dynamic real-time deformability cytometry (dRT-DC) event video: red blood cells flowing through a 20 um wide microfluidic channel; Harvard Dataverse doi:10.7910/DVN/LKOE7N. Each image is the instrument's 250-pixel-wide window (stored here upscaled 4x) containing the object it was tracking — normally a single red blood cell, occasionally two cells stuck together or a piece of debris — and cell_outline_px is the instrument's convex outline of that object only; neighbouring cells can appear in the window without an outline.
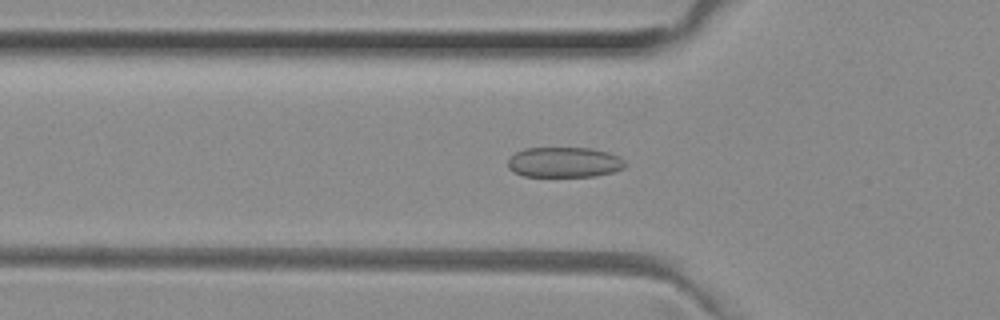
{"species": "common noctule bat (a hibernating species)", "species_latin": "Nyctalus noctula", "temperature_condition": "room temperature", "stored_images_in_passage": 50, "camera_frame_rate_fps": 3000, "um_per_image_px": 0.085, "animal": {"sex": "female", "body_mass_g": 29.2, "forearm_length_mm": 56.3}, "frame": {"image": 1, "passage_image": 16, "time_ms": 5.0, "image_size_px": [1000, 320], "cell_outline_px": [[628, 164], [624, 168], [612, 172], [596, 176], [524, 176], [512, 172], [508, 168], [508, 160], [516, 152], [524, 148], [592, 148], [608, 152], [620, 156]], "centroid_in_image_um": [47.98, 13.79], "position_along_channel_um": 77.8, "area_um2": 20.87}}
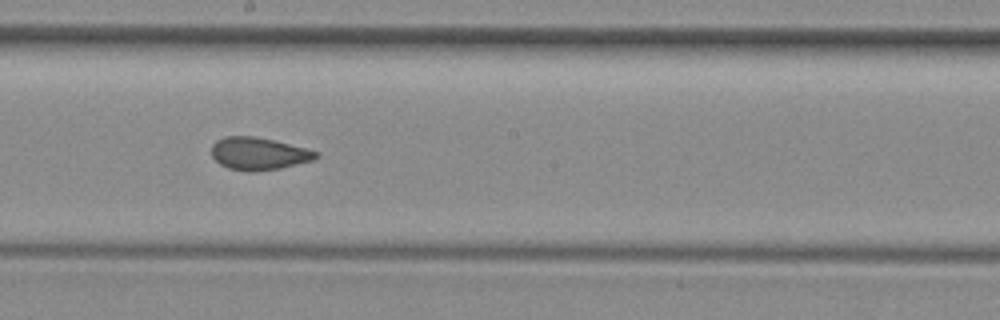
{"frame": {"image": 2, "passage_image": 27, "time_ms": 8.667, "image_size_px": [1000, 320], "cell_outline_px": [[320, 156], [312, 160], [280, 168], [256, 172], [252, 172], [228, 168], [220, 164], [212, 156], [212, 144], [216, 140], [224, 136], [252, 136], [272, 140], [320, 152]], "centroid_in_image_um": [21.97, 13.06], "position_along_channel_um": 226.2, "area_um2": 19.65}}
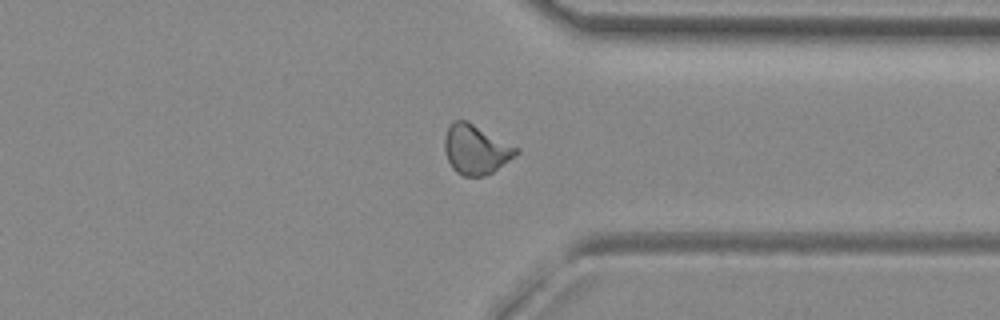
{"frame": {"image": 3, "passage_image": 38, "time_ms": 12.333, "image_size_px": [1000, 320], "cell_outline_px": [[520, 152], [492, 172], [484, 176], [464, 176], [456, 172], [452, 168], [444, 152], [444, 136], [448, 128], [456, 120], [468, 120], [520, 148]], "centroid_in_image_um": [40.45, 12.69], "position_along_channel_um": 371.0, "area_um2": 20.75}, "authors_computed_cell_mechanics": {"area_um2": 20.519, "velocity_mm_per_s": 4.0215, "shape_relaxation_time_tau1_ms": null, "shape_relaxation_time_tau2_ms": 1.3034, "deformation_change_tau1": null, "deformation_change_tau2": 0.0649}}